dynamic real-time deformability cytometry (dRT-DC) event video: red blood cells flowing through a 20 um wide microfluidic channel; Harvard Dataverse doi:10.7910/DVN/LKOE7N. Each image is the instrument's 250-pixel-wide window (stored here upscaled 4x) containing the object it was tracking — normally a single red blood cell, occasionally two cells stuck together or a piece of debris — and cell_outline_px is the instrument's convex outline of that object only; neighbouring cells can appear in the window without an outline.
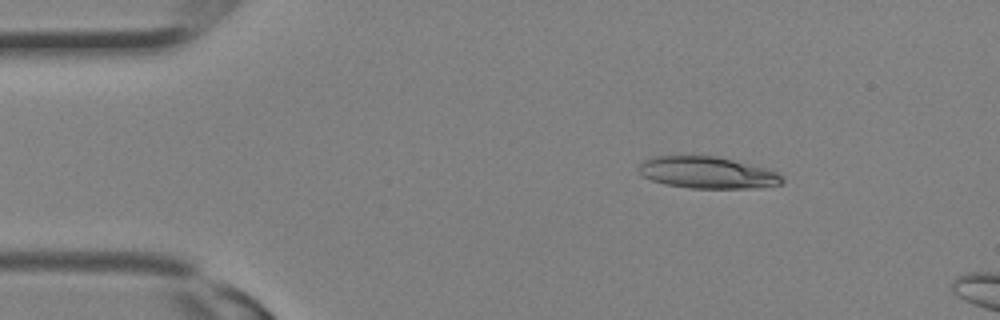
{"species": "Egyptian fruit bat (a non-hibernating species)", "species_latin": "Rousettus aegyptiacus", "temperature_condition": "room temperature", "stored_images_in_passage": 8, "camera_frame_rate_fps": 3000, "um_per_image_px": 0.085, "animal": {"sex": "female"}, "frame": {"image": 1, "passage_image": 3, "time_ms": 0.667, "image_size_px": [1000, 320], "cell_outline_px": [[784, 180], [780, 184], [764, 188], [692, 188], [668, 184], [652, 180], [644, 176], [636, 168], [644, 160], [656, 156], [692, 152], [716, 156], [772, 168], [780, 172], [784, 176]], "centroid_in_image_um": [60.19, 14.62], "position_along_channel_um": 24.8, "area_um2": 27.74}}